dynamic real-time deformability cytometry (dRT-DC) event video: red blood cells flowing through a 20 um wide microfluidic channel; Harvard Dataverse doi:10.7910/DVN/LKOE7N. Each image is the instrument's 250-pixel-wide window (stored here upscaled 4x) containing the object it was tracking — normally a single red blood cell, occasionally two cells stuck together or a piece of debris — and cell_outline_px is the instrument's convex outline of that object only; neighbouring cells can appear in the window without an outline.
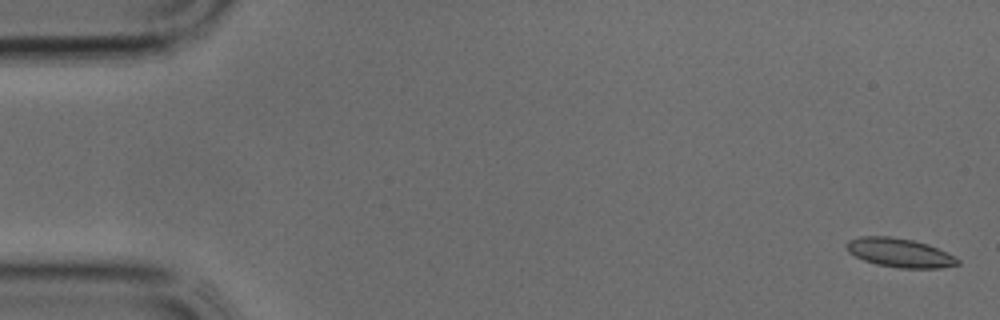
{"species": "common noctule bat (a hibernating species)", "species_latin": "Nyctalus noctula", "temperature_condition": "cold", "stored_images_in_passage": 38, "camera_frame_rate_fps": 3000, "um_per_image_px": 0.085, "animal": {"sex": "male", "body_mass_g": 17.9, "forearm_length_mm": 54.2}, "frame": {"image": 1, "passage_image": 1, "time_ms": 0.0, "image_size_px": [1000, 320], "cell_outline_px": [[960, 264], [940, 268], [900, 268], [876, 264], [864, 260], [848, 252], [844, 244], [848, 240], [860, 236], [892, 236], [912, 240], [928, 244], [956, 256], [960, 260]], "centroid_in_image_um": [76.47, 21.48], "position_along_channel_um": 8.5, "area_um2": 18.9}}
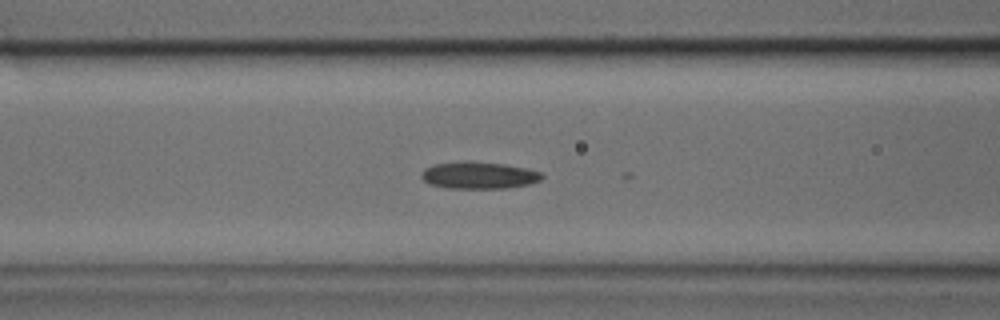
{"frame": {"image": 2, "passage_image": 15, "time_ms": 4.667, "image_size_px": [1000, 320], "cell_outline_px": [[544, 176], [540, 180], [528, 184], [508, 188], [448, 188], [428, 184], [420, 176], [420, 172], [424, 168], [432, 164], [464, 160], [468, 160], [504, 164], [524, 168], [540, 172]], "centroid_in_image_um": [40.63, 14.88], "position_along_channel_um": 126.0, "area_um2": 19.19}}
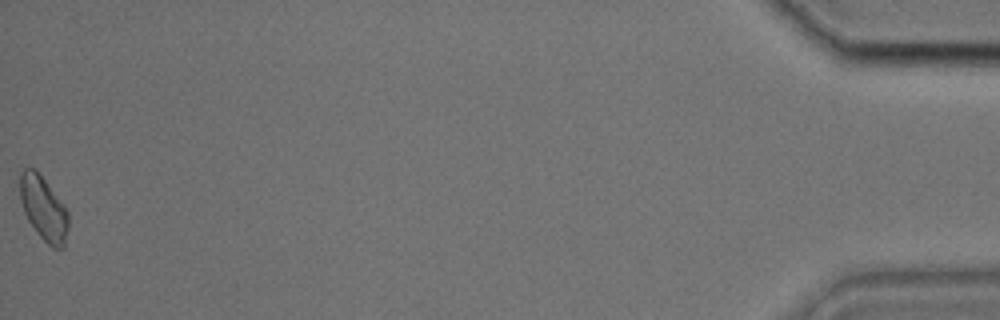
{"frame": {"image": 3, "passage_image": 38, "time_ms": 12.333, "image_size_px": [1000, 320], "cell_outline_px": [[68, 228], [64, 248], [52, 248], [40, 236], [28, 220], [24, 212], [20, 200], [20, 172], [24, 168], [36, 168], [68, 212]], "centroid_in_image_um": [3.69, 17.71], "position_along_channel_um": 431.5, "area_um2": 17.92}}